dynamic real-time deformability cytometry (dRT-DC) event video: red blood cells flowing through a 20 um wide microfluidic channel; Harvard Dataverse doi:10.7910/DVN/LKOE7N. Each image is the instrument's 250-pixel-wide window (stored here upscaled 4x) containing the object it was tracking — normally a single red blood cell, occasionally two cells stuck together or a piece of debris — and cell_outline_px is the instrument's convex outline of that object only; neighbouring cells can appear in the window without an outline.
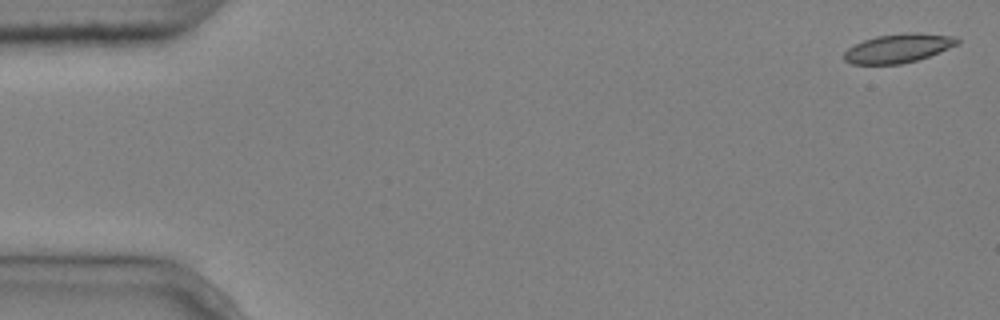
{"species": "common noctule bat (a hibernating species)", "species_latin": "Nyctalus noctula", "temperature_condition": "cold", "stored_images_in_passage": 4, "camera_frame_rate_fps": 3000, "um_per_image_px": 0.085, "animal": {"sex": "male", "body_mass_g": 20.4}, "frame": {"image": 1, "passage_image": 1, "time_ms": 0.0, "image_size_px": [1000, 320], "cell_outline_px": [[960, 44], [928, 56], [916, 60], [900, 64], [852, 64], [844, 60], [844, 52], [848, 48], [864, 40], [876, 36], [904, 32], [916, 32], [956, 36], [960, 40]], "centroid_in_image_um": [76.38, 4.08], "position_along_channel_um": 8.6, "area_um2": 19.13}}